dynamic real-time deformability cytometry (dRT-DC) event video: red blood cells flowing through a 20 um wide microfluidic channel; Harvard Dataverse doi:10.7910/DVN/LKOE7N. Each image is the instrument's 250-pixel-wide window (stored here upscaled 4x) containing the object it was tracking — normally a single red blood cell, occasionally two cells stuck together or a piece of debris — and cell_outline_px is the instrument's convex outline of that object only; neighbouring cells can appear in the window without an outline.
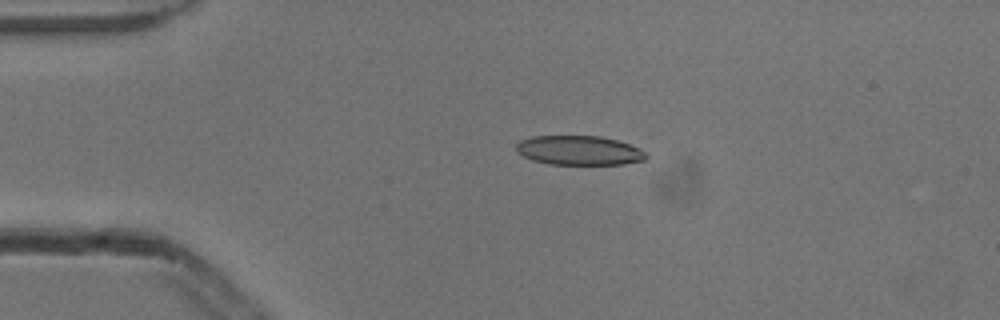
{"species": "common noctule bat (a hibernating species)", "species_latin": "Nyctalus noctula", "temperature_condition": "cold", "stored_images_in_passage": 4, "camera_frame_rate_fps": 3000, "um_per_image_px": 0.085, "animal": {"sex": "male", "body_mass_g": 13.3}, "frame": {"image": 1, "passage_image": 4, "time_ms": 1.0, "image_size_px": [1000, 320], "cell_outline_px": [[648, 156], [644, 160], [624, 164], [548, 164], [532, 160], [516, 152], [516, 144], [520, 140], [532, 136], [600, 136], [616, 140], [640, 148]], "centroid_in_image_um": [49.2, 12.78], "position_along_channel_um": 35.8, "area_um2": 22.2}}